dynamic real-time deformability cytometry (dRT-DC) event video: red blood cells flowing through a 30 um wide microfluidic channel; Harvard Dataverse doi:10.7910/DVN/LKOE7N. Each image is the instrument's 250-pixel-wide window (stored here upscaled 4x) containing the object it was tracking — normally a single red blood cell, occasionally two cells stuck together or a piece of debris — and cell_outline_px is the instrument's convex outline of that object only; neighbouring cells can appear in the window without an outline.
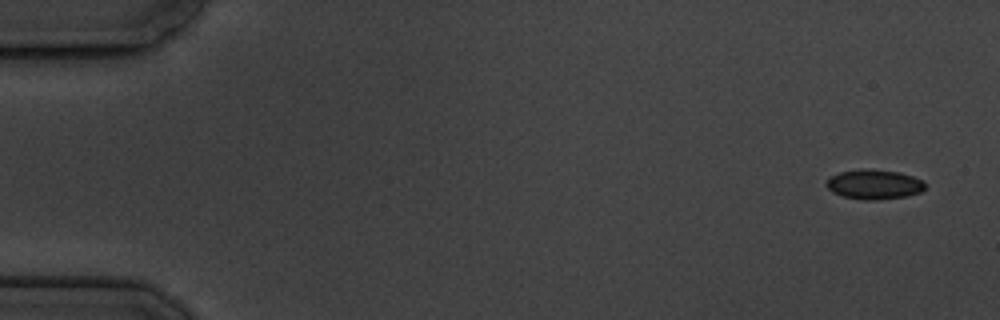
{"species": "common noctule bat (a hibernating species)", "species_latin": "Nyctalus noctula", "temperature_condition": "cold", "stored_images_in_passage": 6, "camera_frame_rate_fps": 3000, "um_per_image_px": 0.085, "animal": {"sex": "male", "body_mass_g": 19.5, "forearm_length_mm": 54.6}, "frame": {"image": 1, "passage_image": 1, "time_ms": 0.0, "image_size_px": [1000, 320], "cell_outline_px": [[924, 188], [920, 192], [904, 196], [876, 200], [864, 200], [844, 196], [832, 192], [824, 184], [832, 176], [840, 172], [860, 168], [864, 168], [900, 172], [924, 180]], "centroid_in_image_um": [74.29, 15.66], "position_along_channel_um": 10.7, "area_um2": 16.99}}
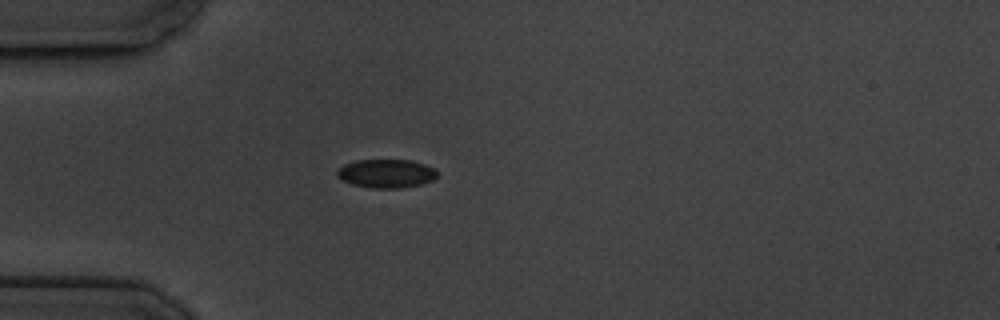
{"frame": {"image": 2, "passage_image": 5, "time_ms": 4.667, "image_size_px": [1000, 320], "cell_outline_px": [[436, 176], [432, 180], [420, 184], [400, 188], [372, 188], [352, 184], [336, 176], [336, 172], [344, 164], [356, 160], [412, 160], [424, 164], [432, 168], [436, 172]], "centroid_in_image_um": [32.8, 14.74], "position_along_channel_um": 52.2, "area_um2": 16.47}}